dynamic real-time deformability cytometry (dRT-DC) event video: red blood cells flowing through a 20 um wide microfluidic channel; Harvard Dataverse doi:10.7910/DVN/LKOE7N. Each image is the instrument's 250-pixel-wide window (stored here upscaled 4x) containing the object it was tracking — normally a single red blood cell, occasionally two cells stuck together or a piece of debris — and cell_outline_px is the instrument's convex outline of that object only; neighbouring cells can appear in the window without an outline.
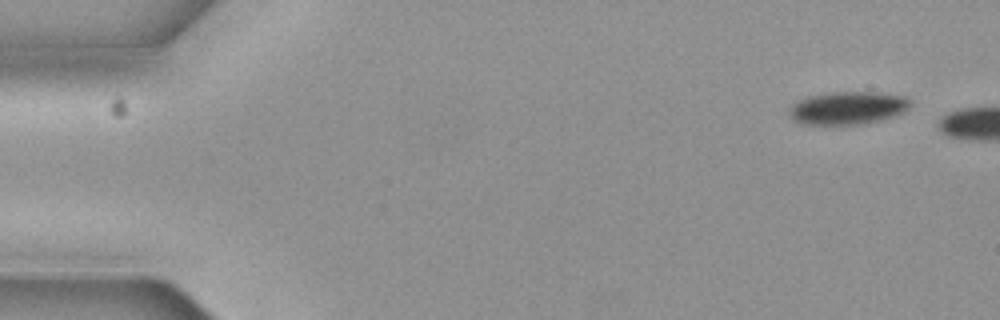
{"species": "common noctule bat (a hibernating species)", "species_latin": "Nyctalus noctula", "temperature_condition": "cold", "stored_images_in_passage": 3, "camera_frame_rate_fps": 3000, "um_per_image_px": 0.085, "animal": {"sex": "female", "body_mass_g": 19.3, "forearm_length_mm": 54.1}, "frame": {"image": 1, "passage_image": 1, "time_ms": 0.0, "image_size_px": [1000, 320], "cell_outline_px": [[912, 104], [908, 108], [892, 116], [880, 120], [864, 124], [804, 124], [788, 116], [788, 108], [792, 104], [808, 96], [828, 92], [880, 92], [904, 96]], "centroid_in_image_um": [72.02, 9.16], "position_along_channel_um": 13.0, "area_um2": 23.12}}